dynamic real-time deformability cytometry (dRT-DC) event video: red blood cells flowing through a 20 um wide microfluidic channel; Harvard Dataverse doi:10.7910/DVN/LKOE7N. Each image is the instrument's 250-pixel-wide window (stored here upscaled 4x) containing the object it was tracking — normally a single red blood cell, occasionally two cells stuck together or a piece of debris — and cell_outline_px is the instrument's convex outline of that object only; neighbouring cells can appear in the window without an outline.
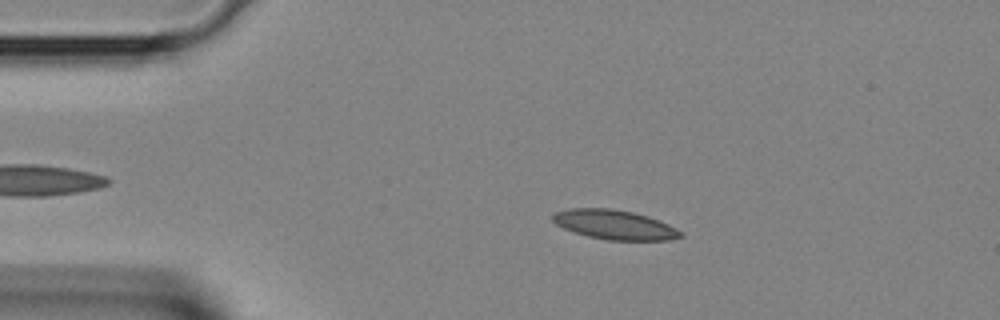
{"species": "Egyptian fruit bat (a non-hibernating species)", "species_latin": "Rousettus aegyptiacus", "temperature_condition": "room temperature", "stored_images_in_passage": 28, "camera_frame_rate_fps": 3000, "um_per_image_px": 0.085, "animal": {"sex": "female"}, "frame": {"image": 1, "passage_image": 1, "time_ms": 0.0, "image_size_px": [1000, 320], "cell_outline_px": [[684, 236], [668, 240], [608, 240], [588, 236], [564, 228], [556, 224], [552, 220], [552, 216], [556, 212], [572, 208], [608, 208], [632, 212], [648, 216], [668, 224], [684, 232]], "centroid_in_image_um": [52.27, 19.1], "position_along_channel_um": 32.7, "area_um2": 21.79}}
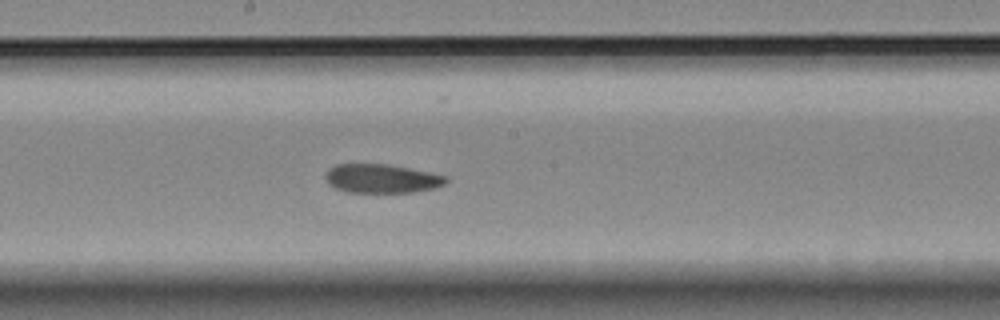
{"frame": {"image": 2, "passage_image": 14, "time_ms": 4.333, "image_size_px": [1000, 320], "cell_outline_px": [[448, 180], [444, 184], [436, 188], [412, 192], [348, 192], [336, 188], [328, 184], [324, 176], [328, 168], [336, 164], [388, 164], [448, 176]], "centroid_in_image_um": [32.42, 15.17], "position_along_channel_um": 215.8, "area_um2": 20.29}}
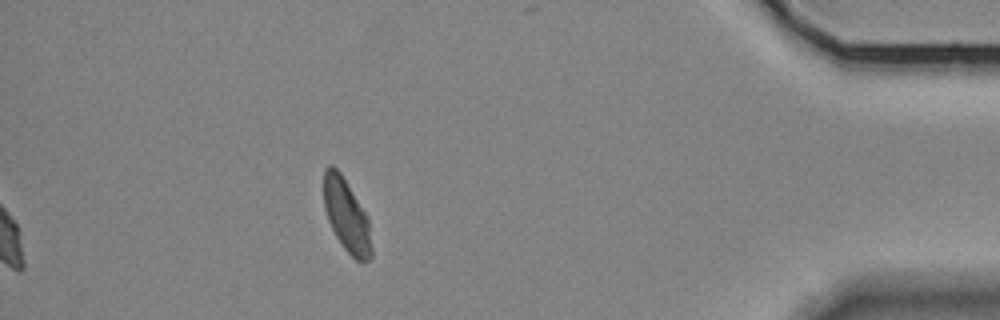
{"frame": {"image": 3, "passage_image": 28, "time_ms": 9.0, "image_size_px": [1000, 320], "cell_outline_px": [[372, 256], [368, 260], [356, 260], [344, 248], [336, 236], [328, 220], [324, 208], [324, 168], [328, 164], [332, 164], [340, 172], [368, 216], [372, 248]], "centroid_in_image_um": [29.45, 18.3], "position_along_channel_um": 405.7, "area_um2": 20.17}}